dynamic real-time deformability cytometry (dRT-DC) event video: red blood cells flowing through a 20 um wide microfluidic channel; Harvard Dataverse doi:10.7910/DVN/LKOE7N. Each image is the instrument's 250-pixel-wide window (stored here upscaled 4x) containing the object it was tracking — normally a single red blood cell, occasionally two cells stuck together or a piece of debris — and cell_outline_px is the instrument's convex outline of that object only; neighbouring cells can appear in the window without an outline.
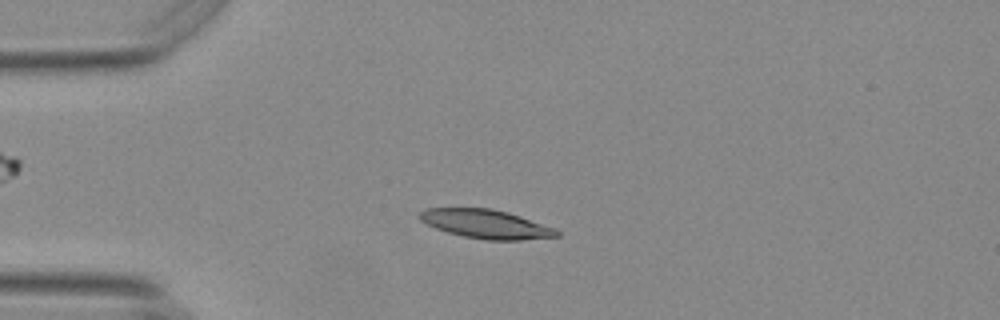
{"species": "Egyptian fruit bat (a non-hibernating species)", "species_latin": "Rousettus aegyptiacus", "temperature_condition": "warm", "stored_images_in_passage": 55, "camera_frame_rate_fps": 3000, "um_per_image_px": 0.085, "animal": {"sex": "female"}, "frame": {"image": 1, "passage_image": 14, "time_ms": 4.333, "image_size_px": [1000, 320], "cell_outline_px": [[560, 236], [520, 240], [488, 240], [464, 236], [448, 232], [436, 228], [420, 220], [416, 216], [424, 208], [492, 208], [508, 212], [556, 228], [560, 232]], "centroid_in_image_um": [41.31, 19.03], "position_along_channel_um": 43.7, "area_um2": 23.06}}
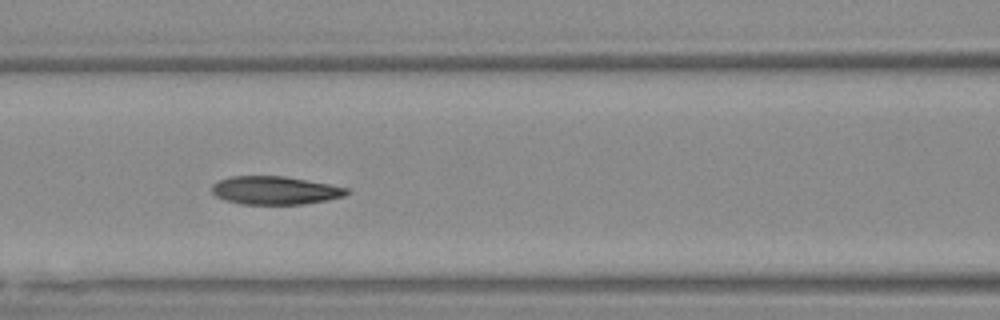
{"frame": {"image": 2, "passage_image": 24, "time_ms": 7.667, "image_size_px": [1000, 320], "cell_outline_px": [[348, 192], [344, 196], [328, 200], [304, 204], [240, 204], [224, 200], [216, 196], [212, 192], [212, 184], [220, 180], [232, 176], [284, 176], [328, 184], [348, 188]], "centroid_in_image_um": [23.35, 16.19], "position_along_channel_um": 143.2, "area_um2": 22.08}}
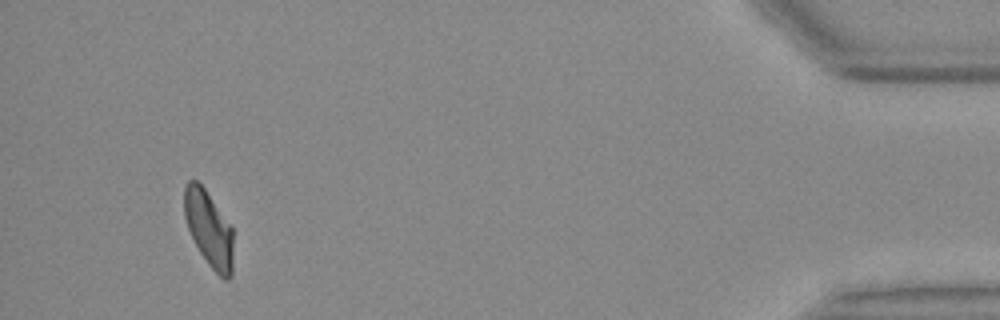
{"frame": {"image": 3, "passage_image": 52, "time_ms": 17.0, "image_size_px": [1000, 320], "cell_outline_px": [[232, 276], [228, 280], [224, 280], [208, 264], [200, 252], [188, 228], [184, 216], [184, 188], [188, 180], [196, 180], [204, 188], [232, 228]], "centroid_in_image_um": [17.74, 19.46], "position_along_channel_um": 417.5, "area_um2": 21.27}, "authors_computed_cell_mechanics": {"area_um2": 22.4842, "velocity_mm_per_s": 3.7012, "shape_relaxation_time_tau1_ms": 7.0302, "shape_relaxation_time_tau2_ms": 3.0196, "deformation_change_tau1": 0.2054, "deformation_change_tau2": 0.0963}}